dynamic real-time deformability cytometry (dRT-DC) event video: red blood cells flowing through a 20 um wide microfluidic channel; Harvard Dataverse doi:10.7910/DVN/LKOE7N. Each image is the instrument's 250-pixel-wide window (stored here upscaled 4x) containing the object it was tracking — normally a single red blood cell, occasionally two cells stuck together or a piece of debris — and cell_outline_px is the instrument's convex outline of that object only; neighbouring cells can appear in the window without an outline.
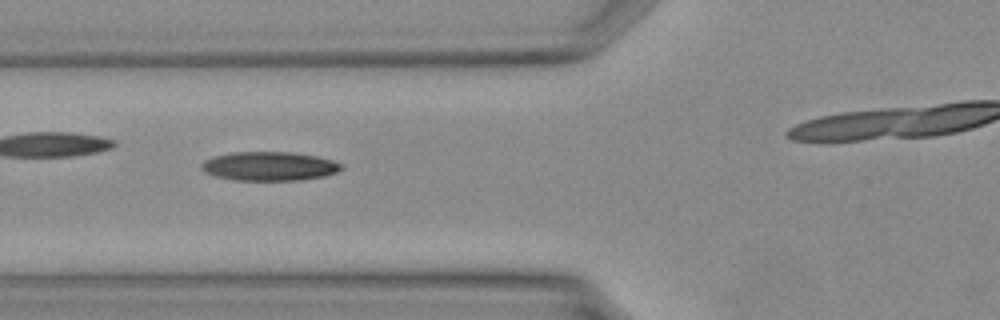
{"species": "Egyptian fruit bat (a non-hibernating species)", "species_latin": "Rousettus aegyptiacus", "temperature_condition": "warm", "stored_images_in_passage": 33, "camera_frame_rate_fps": 3000, "um_per_image_px": 0.085, "animal": {"sex": "female"}, "frame": {"image": 1, "passage_image": 15, "time_ms": 4.667, "image_size_px": [1000, 320], "cell_outline_px": [[344, 168], [336, 172], [324, 176], [300, 180], [232, 180], [216, 176], [204, 172], [200, 168], [200, 164], [204, 160], [212, 156], [232, 152], [292, 152], [316, 156], [332, 160], [344, 164]], "centroid_in_image_um": [22.87, 14.12], "position_along_channel_um": 102.9, "area_um2": 23.81}}